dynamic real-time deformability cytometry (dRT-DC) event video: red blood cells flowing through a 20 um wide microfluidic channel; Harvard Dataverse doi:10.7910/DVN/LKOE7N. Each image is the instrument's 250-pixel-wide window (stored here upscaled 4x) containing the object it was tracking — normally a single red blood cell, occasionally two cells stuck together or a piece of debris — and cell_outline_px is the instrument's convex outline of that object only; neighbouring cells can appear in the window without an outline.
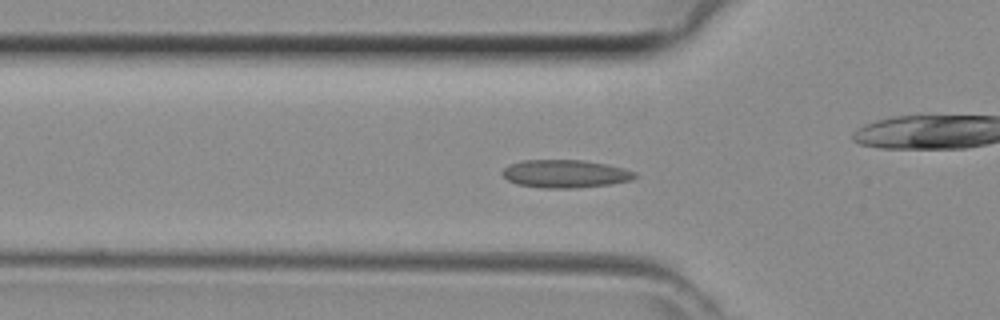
{"species": "common noctule bat (a hibernating species)", "species_latin": "Nyctalus noctula", "temperature_condition": "room temperature", "stored_images_in_passage": 44, "camera_frame_rate_fps": 3000, "um_per_image_px": 0.085, "animal": {"sex": "female", "body_mass_g": 29.2, "forearm_length_mm": 56.3}, "frame": {"image": 1, "passage_image": 14, "time_ms": 4.333, "image_size_px": [1000, 320], "cell_outline_px": [[640, 176], [632, 180], [612, 184], [576, 188], [540, 188], [516, 184], [508, 180], [500, 172], [508, 164], [524, 160], [584, 160], [608, 164], [624, 168], [636, 172]], "centroid_in_image_um": [48.08, 14.77], "position_along_channel_um": 77.7, "area_um2": 21.96}}
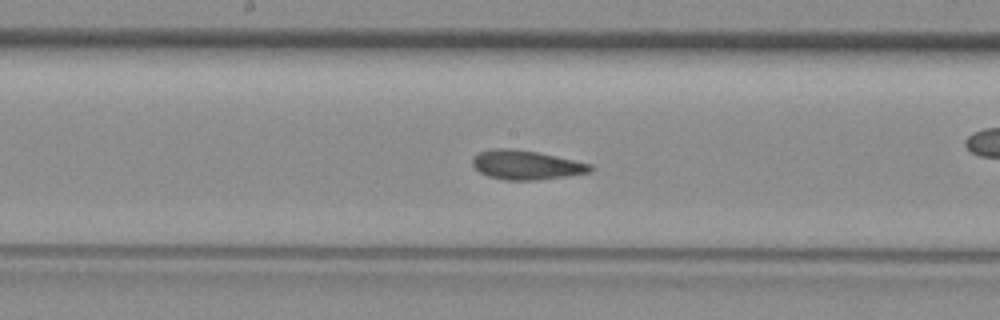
{"frame": {"image": 2, "passage_image": 22, "time_ms": 7.0, "image_size_px": [1000, 320], "cell_outline_px": [[592, 172], [568, 176], [536, 180], [504, 180], [488, 176], [480, 172], [472, 164], [472, 156], [480, 152], [496, 148], [504, 148], [536, 152], [556, 156], [592, 164]], "centroid_in_image_um": [44.73, 14.03], "position_along_channel_um": 203.5, "area_um2": 19.94}}
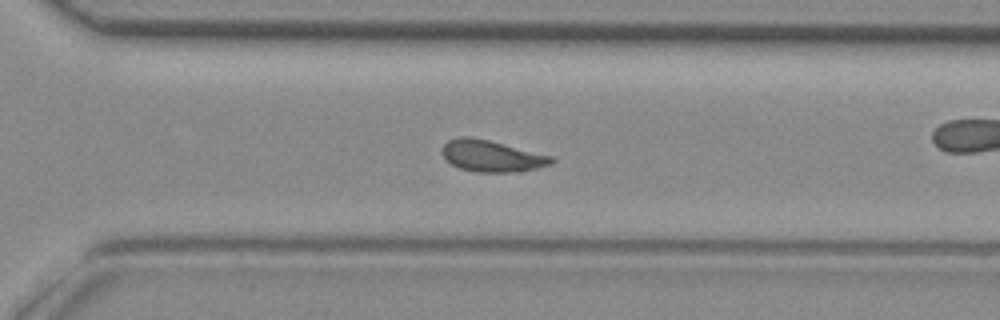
{"frame": {"image": 3, "passage_image": 30, "time_ms": 9.667, "image_size_px": [1000, 320], "cell_outline_px": [[556, 160], [552, 164], [536, 168], [512, 172], [476, 172], [460, 168], [452, 164], [444, 156], [444, 144], [448, 140], [464, 136], [488, 140], [552, 156]], "centroid_in_image_um": [41.83, 13.27], "position_along_channel_um": 328.8, "area_um2": 19.59}}